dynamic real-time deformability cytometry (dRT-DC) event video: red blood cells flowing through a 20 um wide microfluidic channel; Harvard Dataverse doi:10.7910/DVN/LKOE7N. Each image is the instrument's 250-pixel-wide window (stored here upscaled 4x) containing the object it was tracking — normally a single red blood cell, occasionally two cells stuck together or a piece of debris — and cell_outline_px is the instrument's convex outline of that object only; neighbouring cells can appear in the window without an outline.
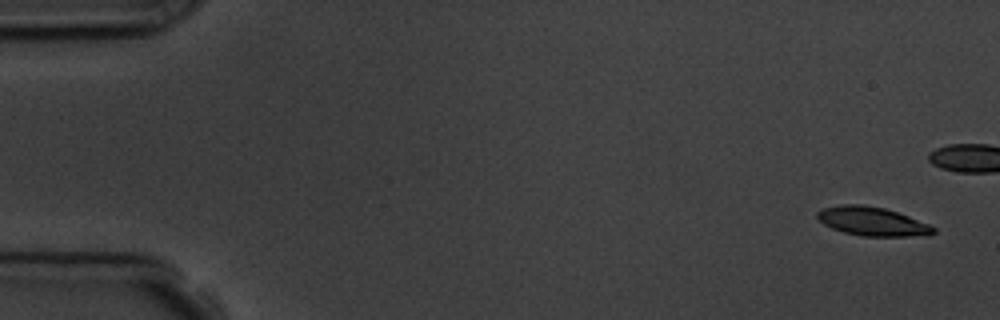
{"species": "common noctule bat (a hibernating species)", "species_latin": "Nyctalus noctula", "temperature_condition": "room temperature", "stored_images_in_passage": 5, "camera_frame_rate_fps": 3000, "um_per_image_px": 0.085, "animal": {"sex": "male", "body_mass_g": 19.5, "forearm_length_mm": 54.6}, "frame": {"image": 1, "passage_image": 1, "time_ms": 0.0, "image_size_px": [1000, 320], "cell_outline_px": [[936, 232], [928, 236], [860, 236], [844, 232], [832, 228], [824, 224], [816, 216], [816, 212], [824, 208], [840, 204], [864, 204], [884, 208], [908, 216], [928, 224], [936, 228]], "centroid_in_image_um": [74.15, 18.82], "position_along_channel_um": 10.9, "area_um2": 19.54}}
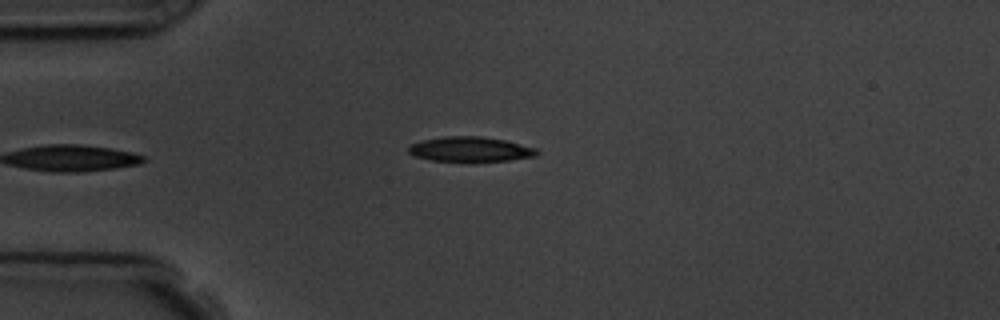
{"frame": {"image": 2, "passage_image": 5, "time_ms": 5.333, "image_size_px": [1000, 320], "cell_outline_px": [[540, 152], [536, 156], [508, 160], [468, 164], [432, 160], [416, 156], [408, 152], [408, 148], [412, 144], [420, 140], [444, 136], [480, 136], [504, 140], [536, 148]], "centroid_in_image_um": [39.97, 12.72], "position_along_channel_um": 45.0, "area_um2": 19.25}}